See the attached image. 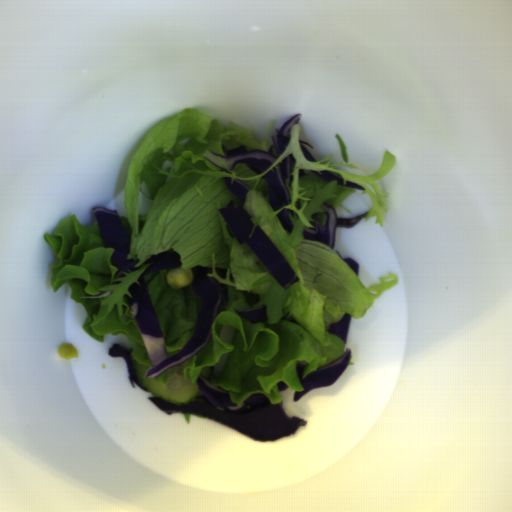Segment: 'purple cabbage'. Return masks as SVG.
<instances>
[{"label":"purple cabbage","instance_id":"c1f60e8f","mask_svg":"<svg viewBox=\"0 0 512 512\" xmlns=\"http://www.w3.org/2000/svg\"><path fill=\"white\" fill-rule=\"evenodd\" d=\"M147 266L138 278L128 286L125 295L126 304L134 316L144 346L153 368L145 373V378L156 379L170 370L194 357L210 340L212 325L217 316L227 306L229 293L215 277L213 266L194 265L191 269L193 279L190 282L194 293L199 297L200 307L197 312L195 332L185 346L168 356L166 343L155 304L145 282V276L156 271L182 268L181 256L173 249L151 256L144 262Z\"/></svg>","mask_w":512,"mask_h":512},{"label":"purple cabbage","instance_id":"ea28d5fd","mask_svg":"<svg viewBox=\"0 0 512 512\" xmlns=\"http://www.w3.org/2000/svg\"><path fill=\"white\" fill-rule=\"evenodd\" d=\"M195 383L200 392L189 403L173 404L156 396L148 399L166 415L182 412L206 416L263 443L294 434L307 423L289 417L279 404H272L267 394L254 393L238 405L226 390L212 385L202 374Z\"/></svg>","mask_w":512,"mask_h":512},{"label":"purple cabbage","instance_id":"f65ffa83","mask_svg":"<svg viewBox=\"0 0 512 512\" xmlns=\"http://www.w3.org/2000/svg\"><path fill=\"white\" fill-rule=\"evenodd\" d=\"M218 211L238 244H246L282 288L286 290L300 280L262 228L258 225L253 229V217L237 207L236 201L230 200Z\"/></svg>","mask_w":512,"mask_h":512},{"label":"purple cabbage","instance_id":"39781b68","mask_svg":"<svg viewBox=\"0 0 512 512\" xmlns=\"http://www.w3.org/2000/svg\"><path fill=\"white\" fill-rule=\"evenodd\" d=\"M301 119L302 114L297 113L279 128H275L270 136L271 145L268 151L261 149L247 150L246 146L243 145L227 150L225 145L222 144L221 150L224 155L217 154L212 150H206L202 157L226 173L230 171L222 165L221 161L231 171H233L238 164H245L247 168L256 174H262L285 152L290 143L291 129L294 125L299 123Z\"/></svg>","mask_w":512,"mask_h":512},{"label":"purple cabbage","instance_id":"9ea6ddef","mask_svg":"<svg viewBox=\"0 0 512 512\" xmlns=\"http://www.w3.org/2000/svg\"><path fill=\"white\" fill-rule=\"evenodd\" d=\"M92 214L95 217L99 234L104 248H112L110 264L117 268L115 278H123L124 273H132L138 270L135 267L138 260H127L131 247L122 226L117 210L104 207H93Z\"/></svg>","mask_w":512,"mask_h":512},{"label":"purple cabbage","instance_id":"8b30caba","mask_svg":"<svg viewBox=\"0 0 512 512\" xmlns=\"http://www.w3.org/2000/svg\"><path fill=\"white\" fill-rule=\"evenodd\" d=\"M351 359L352 350L347 347L345 353L329 364L310 372L303 379L302 377L309 363L303 359L296 361V375L304 390L295 391L293 401L297 402L302 396L315 388L327 387L337 382L347 370Z\"/></svg>","mask_w":512,"mask_h":512},{"label":"purple cabbage","instance_id":"06f8d472","mask_svg":"<svg viewBox=\"0 0 512 512\" xmlns=\"http://www.w3.org/2000/svg\"><path fill=\"white\" fill-rule=\"evenodd\" d=\"M296 159L292 154L286 156L273 170L267 171L262 177L268 186L269 205L272 211L291 204L290 193L287 189L286 180L292 187Z\"/></svg>","mask_w":512,"mask_h":512},{"label":"purple cabbage","instance_id":"9cd0cae8","mask_svg":"<svg viewBox=\"0 0 512 512\" xmlns=\"http://www.w3.org/2000/svg\"><path fill=\"white\" fill-rule=\"evenodd\" d=\"M320 206L326 216L325 225L322 226L320 220L316 219L314 227L308 226L303 229L302 236L304 239H310L312 241L325 244L331 249L335 248L337 227H353L365 218L369 212L359 214L354 218H337L334 206L325 202L321 203Z\"/></svg>","mask_w":512,"mask_h":512},{"label":"purple cabbage","instance_id":"38c2f254","mask_svg":"<svg viewBox=\"0 0 512 512\" xmlns=\"http://www.w3.org/2000/svg\"><path fill=\"white\" fill-rule=\"evenodd\" d=\"M134 351V347L123 346L118 343H113L111 347L108 349V355L111 357H121L125 359L128 366V379L132 384L133 388H136L134 382L137 386L144 391H149L148 387L142 384L137 376V372L134 368V360L131 355Z\"/></svg>","mask_w":512,"mask_h":512},{"label":"purple cabbage","instance_id":"4d1481cc","mask_svg":"<svg viewBox=\"0 0 512 512\" xmlns=\"http://www.w3.org/2000/svg\"><path fill=\"white\" fill-rule=\"evenodd\" d=\"M351 321L352 315L345 312L339 322L330 324L328 333L338 336L343 343L347 344Z\"/></svg>","mask_w":512,"mask_h":512},{"label":"purple cabbage","instance_id":"45c4457a","mask_svg":"<svg viewBox=\"0 0 512 512\" xmlns=\"http://www.w3.org/2000/svg\"><path fill=\"white\" fill-rule=\"evenodd\" d=\"M231 178L232 177L229 176H222L226 188L238 200H240L242 203H245L246 197L251 188L242 181H240L239 179H235L234 182L232 183Z\"/></svg>","mask_w":512,"mask_h":512},{"label":"purple cabbage","instance_id":"7bc51332","mask_svg":"<svg viewBox=\"0 0 512 512\" xmlns=\"http://www.w3.org/2000/svg\"><path fill=\"white\" fill-rule=\"evenodd\" d=\"M234 312L240 314L247 321L252 323L266 322L268 321L266 305H261L256 309H234Z\"/></svg>","mask_w":512,"mask_h":512},{"label":"purple cabbage","instance_id":"ad9c8063","mask_svg":"<svg viewBox=\"0 0 512 512\" xmlns=\"http://www.w3.org/2000/svg\"><path fill=\"white\" fill-rule=\"evenodd\" d=\"M313 175H315L316 177L322 179L323 181L325 182H331V181H337V185H341V186H345V187H351V188H356V189H359V190H362V191H366V189H364L363 187H361L360 185H358L357 183H354V182H350V181H345V184H344V179H342L341 177H339L338 175L334 174V173H331L329 171H321V172H318L317 170H309Z\"/></svg>","mask_w":512,"mask_h":512},{"label":"purple cabbage","instance_id":"7f2bcce9","mask_svg":"<svg viewBox=\"0 0 512 512\" xmlns=\"http://www.w3.org/2000/svg\"><path fill=\"white\" fill-rule=\"evenodd\" d=\"M289 214H291L292 218H294V210H290L287 208L283 209L277 214V217L287 234H291L294 227V224L290 219Z\"/></svg>","mask_w":512,"mask_h":512},{"label":"purple cabbage","instance_id":"61c92939","mask_svg":"<svg viewBox=\"0 0 512 512\" xmlns=\"http://www.w3.org/2000/svg\"><path fill=\"white\" fill-rule=\"evenodd\" d=\"M243 300L249 307H254L260 302V295L252 291L247 292L246 290H243Z\"/></svg>","mask_w":512,"mask_h":512},{"label":"purple cabbage","instance_id":"c7479f85","mask_svg":"<svg viewBox=\"0 0 512 512\" xmlns=\"http://www.w3.org/2000/svg\"><path fill=\"white\" fill-rule=\"evenodd\" d=\"M298 143H299L300 150H301L305 160H307L310 163L311 162H317V159L313 158L310 155V153L307 151V148H306V146H307L308 148H310L312 150L315 147L313 145H311V144H308V143H306L304 141H300V140H298Z\"/></svg>","mask_w":512,"mask_h":512},{"label":"purple cabbage","instance_id":"be4709a2","mask_svg":"<svg viewBox=\"0 0 512 512\" xmlns=\"http://www.w3.org/2000/svg\"><path fill=\"white\" fill-rule=\"evenodd\" d=\"M343 262L353 271L356 276H359L360 264L354 261L352 258H343Z\"/></svg>","mask_w":512,"mask_h":512},{"label":"purple cabbage","instance_id":"4a5ac53e","mask_svg":"<svg viewBox=\"0 0 512 512\" xmlns=\"http://www.w3.org/2000/svg\"><path fill=\"white\" fill-rule=\"evenodd\" d=\"M276 385H277L278 392H283V391H285L286 389L289 388L287 382L286 381H282V380L278 381L276 383Z\"/></svg>","mask_w":512,"mask_h":512},{"label":"purple cabbage","instance_id":"c1dc5f6f","mask_svg":"<svg viewBox=\"0 0 512 512\" xmlns=\"http://www.w3.org/2000/svg\"><path fill=\"white\" fill-rule=\"evenodd\" d=\"M112 291H103V292H100L99 294L95 295V296H85V297H78V298H102V297H107L108 295L111 294Z\"/></svg>","mask_w":512,"mask_h":512},{"label":"purple cabbage","instance_id":"e4d92799","mask_svg":"<svg viewBox=\"0 0 512 512\" xmlns=\"http://www.w3.org/2000/svg\"><path fill=\"white\" fill-rule=\"evenodd\" d=\"M215 273L218 274L224 280L227 279V269L215 267Z\"/></svg>","mask_w":512,"mask_h":512},{"label":"purple cabbage","instance_id":"ae1c544d","mask_svg":"<svg viewBox=\"0 0 512 512\" xmlns=\"http://www.w3.org/2000/svg\"><path fill=\"white\" fill-rule=\"evenodd\" d=\"M307 174L305 173V171L303 169H299V177H304L306 176Z\"/></svg>","mask_w":512,"mask_h":512},{"label":"purple cabbage","instance_id":"76c941e5","mask_svg":"<svg viewBox=\"0 0 512 512\" xmlns=\"http://www.w3.org/2000/svg\"><path fill=\"white\" fill-rule=\"evenodd\" d=\"M320 215V212H315L314 214L311 215V219H316L318 216Z\"/></svg>","mask_w":512,"mask_h":512}]
</instances>
